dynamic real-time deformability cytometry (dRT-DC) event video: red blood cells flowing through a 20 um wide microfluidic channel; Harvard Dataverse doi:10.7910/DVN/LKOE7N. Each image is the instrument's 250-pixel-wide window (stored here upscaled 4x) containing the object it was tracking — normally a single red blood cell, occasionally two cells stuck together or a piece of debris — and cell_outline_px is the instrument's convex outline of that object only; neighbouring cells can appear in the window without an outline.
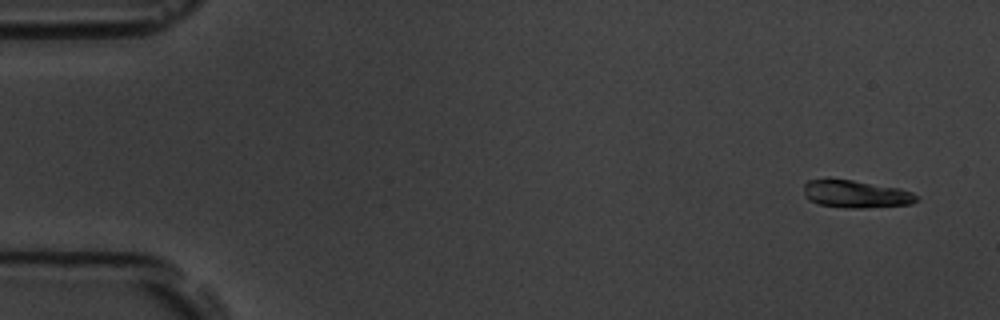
{"species": "common noctule bat (a hibernating species)", "species_latin": "Nyctalus noctula", "temperature_condition": "room temperature", "stored_images_in_passage": 6, "segment_of_instrument_passage": [1, 2], "camera_frame_rate_fps": 3000, "um_per_image_px": 0.085, "animal": {"sex": "male", "body_mass_g": 19.5, "forearm_length_mm": 54.6}, "frame": {"image": 1, "passage_image": 1, "time_ms": 0.0, "image_size_px": [1000, 320], "cell_outline_px": [[920, 200], [912, 204], [864, 208], [848, 208], [820, 204], [808, 200], [804, 196], [804, 184], [808, 180], [828, 176], [900, 188], [912, 192]], "centroid_in_image_um": [72.7, 16.46], "position_along_channel_um": 12.3, "area_um2": 18.61}}
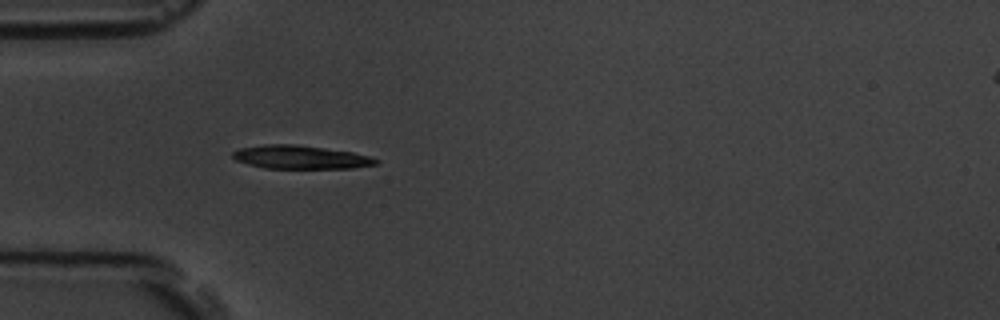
{"frame": {"image": 2, "passage_image": 5, "time_ms": 4.667, "image_size_px": [1000, 320], "cell_outline_px": [[380, 160], [376, 164], [352, 168], [264, 168], [248, 164], [236, 160], [232, 156], [232, 152], [240, 148], [264, 144], [292, 144], [324, 148], [352, 152], [368, 156]], "centroid_in_image_um": [25.51, 13.36], "position_along_channel_um": 59.5, "area_um2": 19.36}}